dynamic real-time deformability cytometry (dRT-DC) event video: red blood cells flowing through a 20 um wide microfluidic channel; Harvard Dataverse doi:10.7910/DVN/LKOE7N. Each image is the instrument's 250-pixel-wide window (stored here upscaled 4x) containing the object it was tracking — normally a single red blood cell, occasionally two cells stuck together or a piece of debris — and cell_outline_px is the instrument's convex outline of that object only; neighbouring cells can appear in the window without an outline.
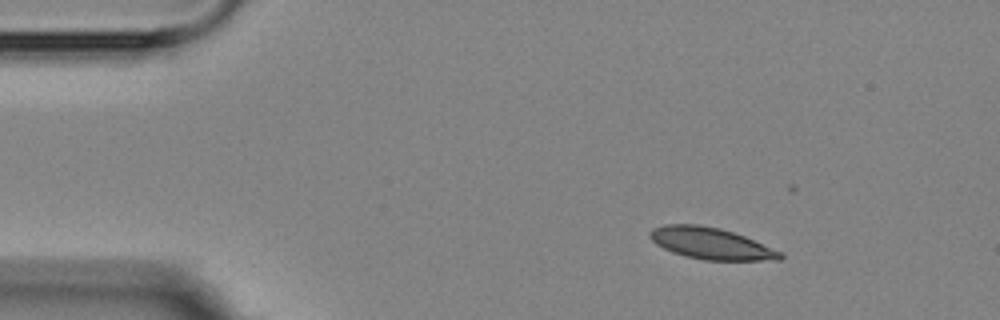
{"species": "Egyptian fruit bat (a non-hibernating species)", "species_latin": "Rousettus aegyptiacus", "temperature_condition": "room temperature", "stored_images_in_passage": 3, "camera_frame_rate_fps": 3000, "um_per_image_px": 0.085, "animal": {"sex": "female"}, "frame": {"image": 1, "passage_image": 1, "time_ms": 0.0, "image_size_px": [1000, 320], "cell_outline_px": [[784, 256], [780, 260], [704, 260], [684, 256], [672, 252], [656, 244], [648, 236], [648, 232], [652, 228], [664, 224], [696, 224], [720, 228], [744, 236], [780, 252]], "centroid_in_image_um": [60.36, 20.69], "position_along_channel_um": 24.6, "area_um2": 23.81}}